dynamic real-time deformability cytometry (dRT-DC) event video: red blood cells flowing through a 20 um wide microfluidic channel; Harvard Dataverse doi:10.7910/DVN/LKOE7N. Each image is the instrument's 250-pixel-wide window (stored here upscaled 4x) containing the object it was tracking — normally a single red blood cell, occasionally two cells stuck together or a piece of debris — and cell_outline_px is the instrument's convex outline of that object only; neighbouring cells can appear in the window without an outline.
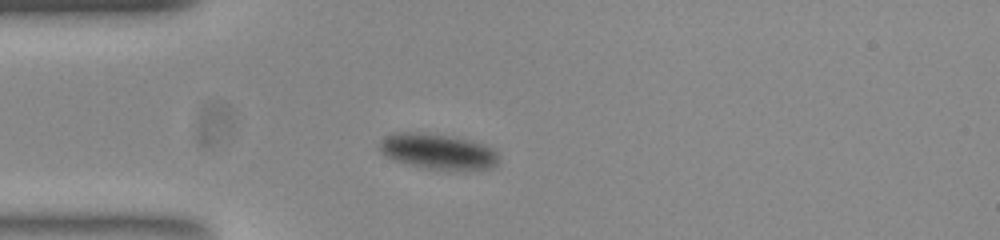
{"species": "common noctule bat (a hibernating species)", "species_latin": "Nyctalus noctula", "temperature_condition": "room temperature", "stored_images_in_passage": 47, "camera_frame_rate_fps": 3000, "um_per_image_px": 0.085, "animal": {"sex": "female", "body_mass_g": 23.0, "forearm_length_mm": 53.4}, "frame": {"image": 1, "passage_image": 1, "time_ms": 0.0, "image_size_px": [1000, 240], "cell_outline_px": [[496, 164], [492, 168], [464, 172], [456, 172], [428, 168], [408, 164], [392, 160], [380, 148], [380, 144], [388, 136], [440, 136], [476, 144], [488, 148], [496, 156]], "centroid_in_image_um": [37.28, 13.02], "position_along_channel_um": 47.7, "area_um2": 22.54}}
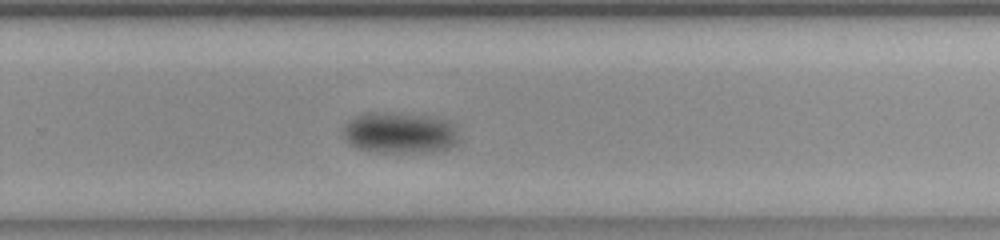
{"frame": {"image": 2, "passage_image": 25, "time_ms": 8.0, "image_size_px": [1000, 240], "cell_outline_px": [[456, 144], [452, 148], [420, 152], [380, 152], [360, 148], [352, 144], [348, 140], [348, 124], [352, 120], [368, 112], [392, 112], [428, 116], [444, 120], [452, 128], [456, 140]], "centroid_in_image_um": [34.02, 11.29], "position_along_channel_um": 295.8, "area_um2": 26.36}}
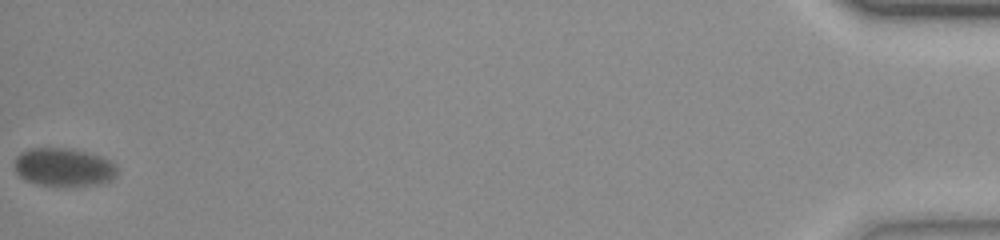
{"frame": {"image": 3, "passage_image": 47, "time_ms": 15.333, "image_size_px": [1000, 240], "cell_outline_px": [[116, 176], [112, 180], [92, 184], [40, 184], [28, 180], [20, 176], [16, 172], [16, 156], [20, 152], [32, 148], [68, 148], [100, 156], [108, 160], [116, 168]], "centroid_in_image_um": [5.39, 14.18], "position_along_channel_um": 429.8, "area_um2": 21.96}, "authors_computed_cell_mechanics": {"area_um2": 25.143, "velocity_mm_per_s": 3.2839, "shape_relaxation_time_tau1_ms": 2.1382, "shape_relaxation_time_tau2_ms": null, "deformation_change_tau1": 0.0827, "deformation_change_tau2": null}}